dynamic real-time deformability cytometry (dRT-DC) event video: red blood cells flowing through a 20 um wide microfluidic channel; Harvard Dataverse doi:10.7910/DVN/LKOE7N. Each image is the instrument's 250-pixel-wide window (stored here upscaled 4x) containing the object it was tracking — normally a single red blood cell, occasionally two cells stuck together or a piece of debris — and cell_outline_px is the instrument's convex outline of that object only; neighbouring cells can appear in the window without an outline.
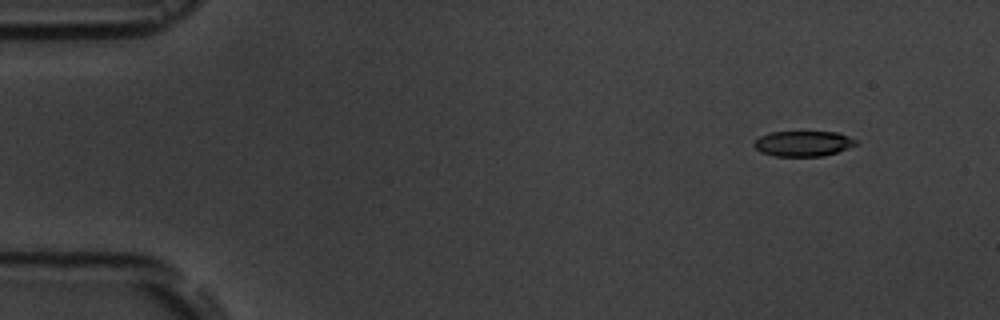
{"species": "common noctule bat (a hibernating species)", "species_latin": "Nyctalus noctula", "temperature_condition": "room temperature", "stored_images_in_passage": 4, "camera_frame_rate_fps": 3000, "um_per_image_px": 0.085, "animal": {"sex": "male", "body_mass_g": 19.5, "forearm_length_mm": 54.6}, "frame": {"image": 1, "passage_image": 1, "time_ms": 0.0, "image_size_px": [1000, 320], "cell_outline_px": [[860, 144], [824, 156], [776, 156], [760, 152], [752, 144], [760, 136], [772, 132], [840, 132], [860, 140]], "centroid_in_image_um": [68.35, 12.2], "position_along_channel_um": 16.7, "area_um2": 15.26}}
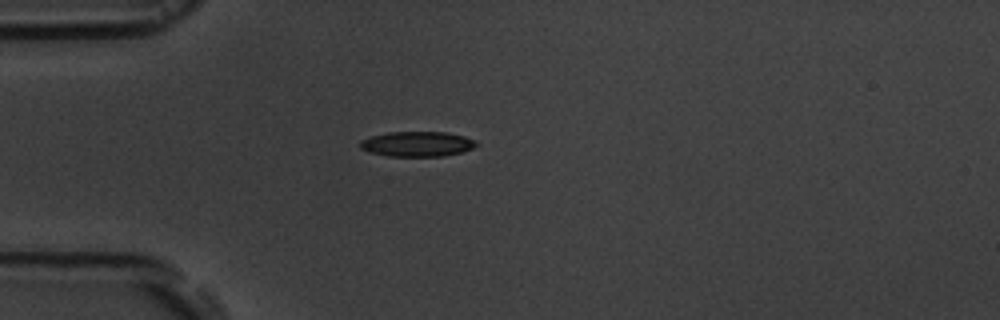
{"frame": {"image": 2, "passage_image": 4, "time_ms": 3.333, "image_size_px": [1000, 320], "cell_outline_px": [[476, 144], [472, 148], [460, 152], [444, 156], [388, 156], [368, 152], [360, 148], [360, 140], [372, 136], [388, 132], [444, 132], [464, 136], [476, 140]], "centroid_in_image_um": [35.43, 12.24], "position_along_channel_um": 49.6, "area_um2": 16.88}}